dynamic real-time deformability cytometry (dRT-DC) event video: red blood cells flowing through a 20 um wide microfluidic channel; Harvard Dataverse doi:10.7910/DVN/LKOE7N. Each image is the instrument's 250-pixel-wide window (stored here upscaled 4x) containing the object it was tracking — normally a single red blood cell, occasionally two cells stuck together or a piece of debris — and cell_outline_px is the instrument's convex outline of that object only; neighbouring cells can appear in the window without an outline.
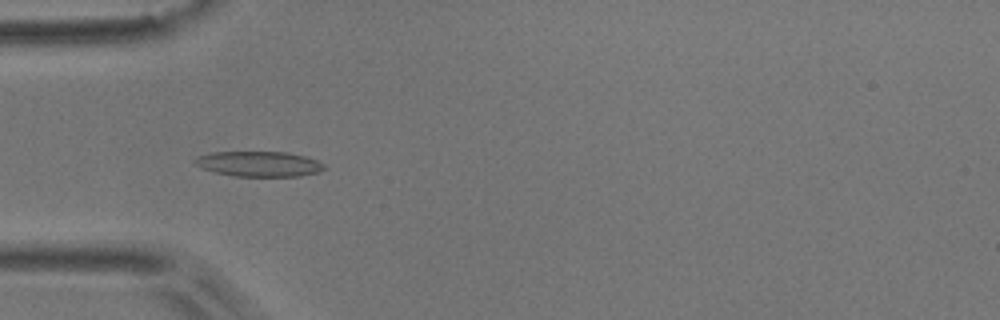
{"species": "common noctule bat (a hibernating species)", "species_latin": "Nyctalus noctula", "temperature_condition": "room temperature", "stored_images_in_passage": 54, "camera_frame_rate_fps": 3000, "um_per_image_px": 0.085, "animal": {"sex": "male", "body_mass_g": 17.9}, "frame": {"image": 1, "passage_image": 17, "time_ms": 5.333, "image_size_px": [1000, 320], "cell_outline_px": [[324, 168], [320, 172], [300, 176], [236, 176], [216, 172], [200, 168], [192, 164], [192, 160], [196, 156], [212, 152], [288, 152], [304, 156], [316, 160], [324, 164]], "centroid_in_image_um": [21.96, 13.93], "position_along_channel_um": 63.0, "area_um2": 19.13}}
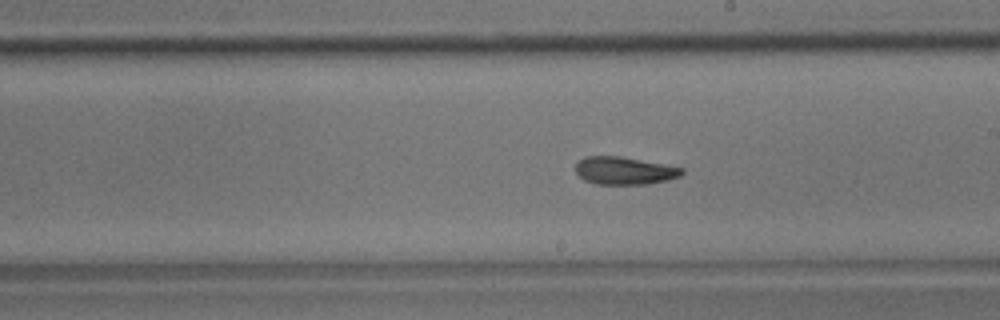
{"frame": {"image": 2, "passage_image": 31, "time_ms": 10.0, "image_size_px": [1000, 320], "cell_outline_px": [[684, 172], [680, 176], [668, 180], [648, 184], [596, 184], [584, 180], [576, 172], [576, 164], [584, 156], [620, 156], [664, 164], [684, 168]], "centroid_in_image_um": [53.09, 14.51], "position_along_channel_um": 235.9, "area_um2": 17.17}}
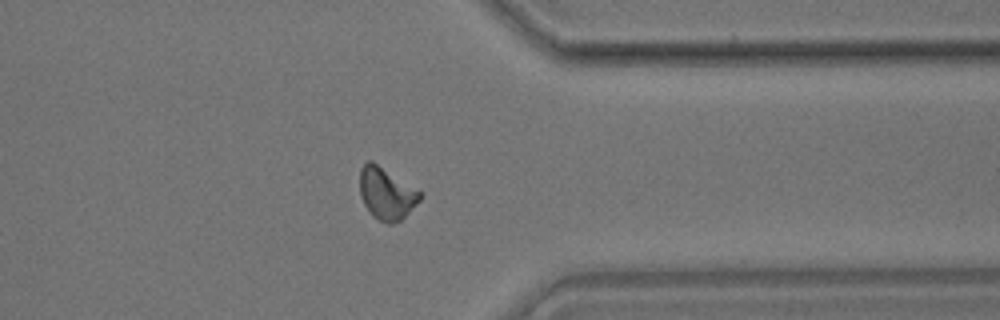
{"frame": {"image": 3, "passage_image": 43, "time_ms": 14.0, "image_size_px": [1000, 320], "cell_outline_px": [[424, 196], [400, 220], [392, 224], [388, 224], [372, 216], [368, 212], [360, 196], [360, 168], [368, 160], [372, 160], [420, 192]], "centroid_in_image_um": [32.81, 16.45], "position_along_channel_um": 378.6, "area_um2": 18.03}, "authors_computed_cell_mechanics": {"area_um2": 17.7446, "velocity_mm_per_s": 3.7421, "shape_relaxation_time_tau1_ms": 6.0147, "shape_relaxation_time_tau2_ms": 4.7494, "deformation_change_tau1": 0.1519, "deformation_change_tau2": 0.1252}}